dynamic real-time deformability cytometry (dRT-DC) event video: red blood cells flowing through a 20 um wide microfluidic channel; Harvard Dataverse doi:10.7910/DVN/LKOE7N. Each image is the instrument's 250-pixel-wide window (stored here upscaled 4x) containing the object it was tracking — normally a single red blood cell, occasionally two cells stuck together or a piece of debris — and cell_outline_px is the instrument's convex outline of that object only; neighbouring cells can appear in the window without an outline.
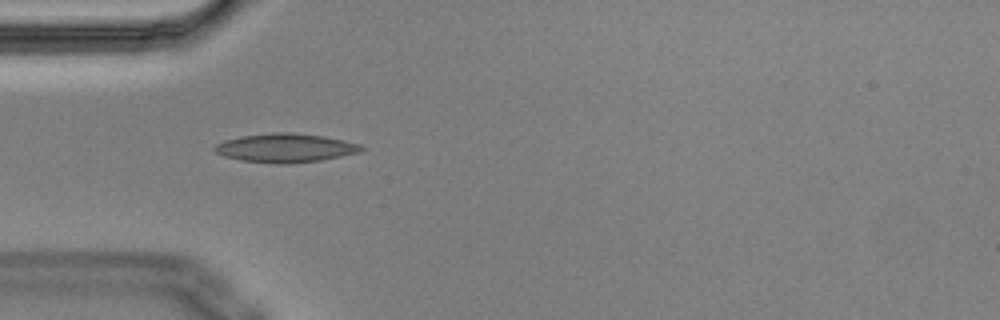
{"species": "Egyptian fruit bat (a non-hibernating species)", "species_latin": "Rousettus aegyptiacus", "temperature_condition": "cold", "stored_images_in_passage": 5, "camera_frame_rate_fps": 3000, "um_per_image_px": 0.085, "animal": {"sex": "male"}, "frame": {"image": 1, "passage_image": 4, "time_ms": 1.0, "image_size_px": [1000, 320], "cell_outline_px": [[364, 148], [360, 152], [320, 160], [288, 164], [276, 164], [240, 160], [224, 156], [216, 152], [212, 148], [216, 144], [224, 140], [240, 136], [272, 132], [292, 132], [324, 136], [344, 140], [360, 144]], "centroid_in_image_um": [24.24, 12.57], "position_along_channel_um": 60.8, "area_um2": 24.74}}